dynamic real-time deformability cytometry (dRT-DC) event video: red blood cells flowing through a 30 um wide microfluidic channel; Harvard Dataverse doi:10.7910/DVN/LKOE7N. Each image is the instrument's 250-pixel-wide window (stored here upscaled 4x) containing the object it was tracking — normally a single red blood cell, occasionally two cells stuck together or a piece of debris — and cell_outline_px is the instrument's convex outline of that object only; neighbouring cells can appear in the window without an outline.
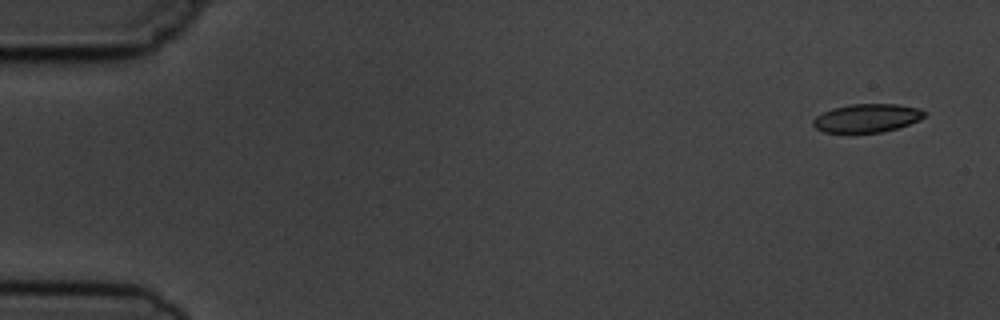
{"species": "common noctule bat (a hibernating species)", "species_latin": "Nyctalus noctula", "temperature_condition": "cold", "stored_images_in_passage": 5, "camera_frame_rate_fps": 3000, "um_per_image_px": 0.085, "animal": {"sex": "male", "body_mass_g": 19.5, "forearm_length_mm": 54.6}, "frame": {"image": 1, "passage_image": 1, "time_ms": 0.0, "image_size_px": [1000, 320], "cell_outline_px": [[928, 112], [920, 120], [896, 128], [880, 132], [824, 132], [816, 128], [812, 124], [812, 120], [816, 116], [832, 108], [852, 104], [896, 104], [916, 108]], "centroid_in_image_um": [73.68, 10.03], "position_along_channel_um": 11.3, "area_um2": 18.21}}
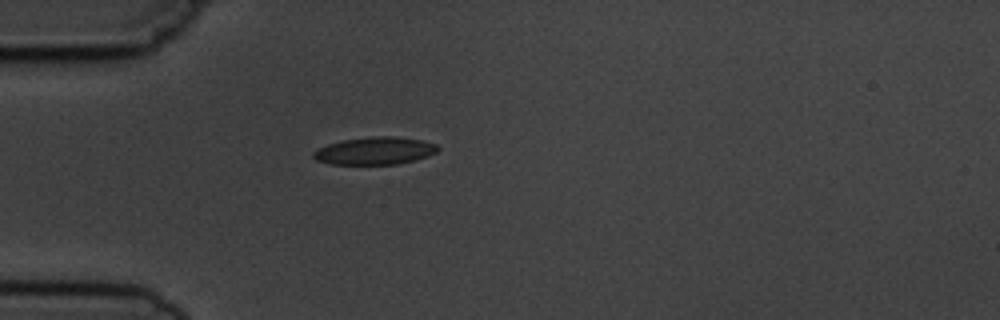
{"frame": {"image": 2, "passage_image": 5, "time_ms": 4.333, "image_size_px": [1000, 320], "cell_outline_px": [[440, 148], [436, 152], [428, 156], [416, 160], [396, 164], [332, 164], [316, 160], [312, 156], [312, 152], [316, 148], [328, 144], [344, 140], [376, 136], [396, 136], [424, 140], [436, 144]], "centroid_in_image_um": [31.88, 12.81], "position_along_channel_um": 53.1, "area_um2": 20.06}}